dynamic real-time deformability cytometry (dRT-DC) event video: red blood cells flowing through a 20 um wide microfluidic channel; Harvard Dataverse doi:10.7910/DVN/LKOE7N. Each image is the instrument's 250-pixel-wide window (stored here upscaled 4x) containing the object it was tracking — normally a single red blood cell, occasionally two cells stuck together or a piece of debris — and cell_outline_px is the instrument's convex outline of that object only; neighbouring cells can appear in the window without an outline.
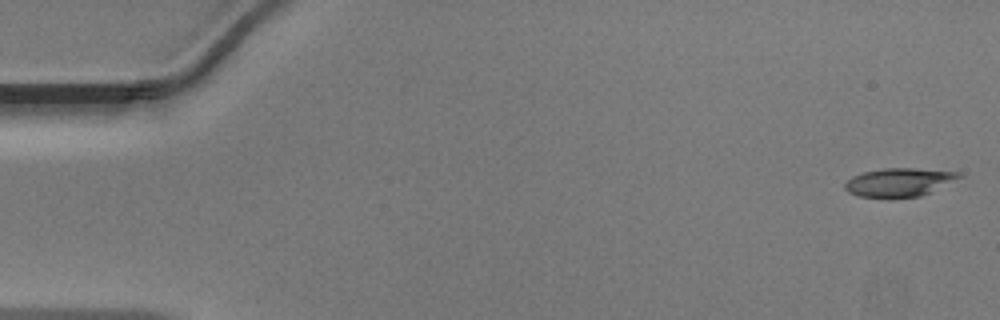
{"species": "Egyptian fruit bat (a non-hibernating species)", "species_latin": "Rousettus aegyptiacus", "temperature_condition": "warm", "stored_images_in_passage": 48, "camera_frame_rate_fps": 3000, "um_per_image_px": 0.085, "animal": {"sex": "male"}, "frame": {"image": 1, "passage_image": 1, "time_ms": 0.0, "image_size_px": [1000, 320], "cell_outline_px": [[964, 176], [920, 196], [892, 200], [856, 196], [848, 192], [844, 188], [844, 184], [852, 176], [864, 172], [884, 168], [912, 168], [960, 172]], "centroid_in_image_um": [76.37, 15.53], "position_along_channel_um": 8.6, "area_um2": 19.36}}
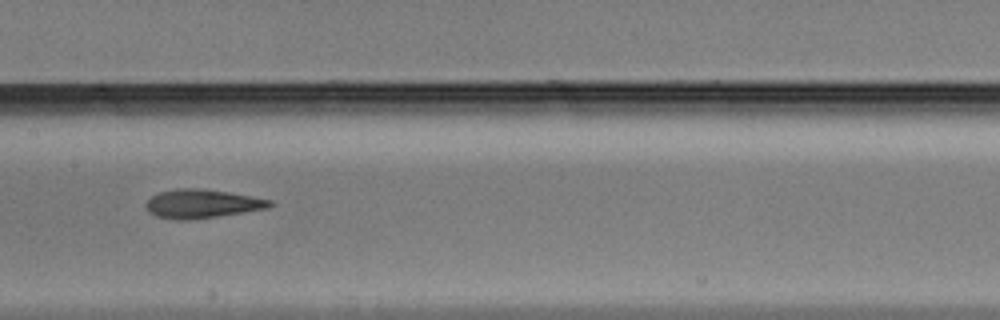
{"frame": {"image": 2, "passage_image": 24, "time_ms": 7.667, "image_size_px": [1000, 320], "cell_outline_px": [[276, 204], [268, 208], [244, 212], [188, 220], [176, 220], [156, 216], [148, 212], [144, 204], [152, 196], [160, 192], [176, 188], [196, 188], [228, 192], [272, 200]], "centroid_in_image_um": [17.16, 17.32], "position_along_channel_um": 190.2, "area_um2": 20.69}}
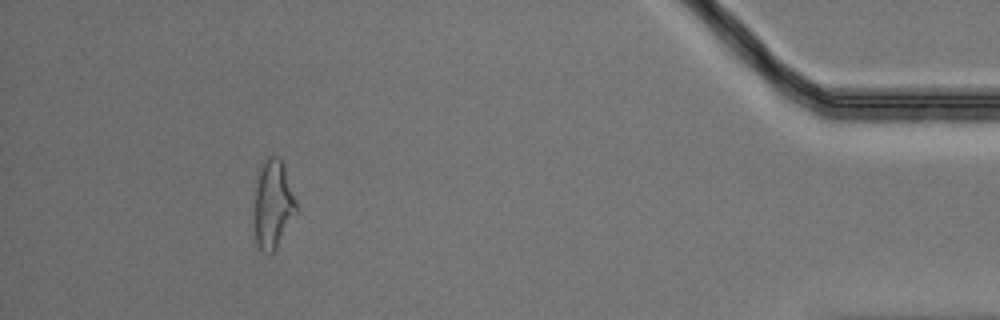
{"frame": {"image": 3, "passage_image": 44, "time_ms": 14.333, "image_size_px": [1000, 320], "cell_outline_px": [[296, 212], [276, 248], [272, 252], [260, 252], [256, 244], [252, 216], [252, 188], [260, 168], [264, 160], [268, 156], [280, 156], [284, 164], [296, 200]], "centroid_in_image_um": [23.12, 17.33], "position_along_channel_um": 412.1, "area_um2": 22.6}}